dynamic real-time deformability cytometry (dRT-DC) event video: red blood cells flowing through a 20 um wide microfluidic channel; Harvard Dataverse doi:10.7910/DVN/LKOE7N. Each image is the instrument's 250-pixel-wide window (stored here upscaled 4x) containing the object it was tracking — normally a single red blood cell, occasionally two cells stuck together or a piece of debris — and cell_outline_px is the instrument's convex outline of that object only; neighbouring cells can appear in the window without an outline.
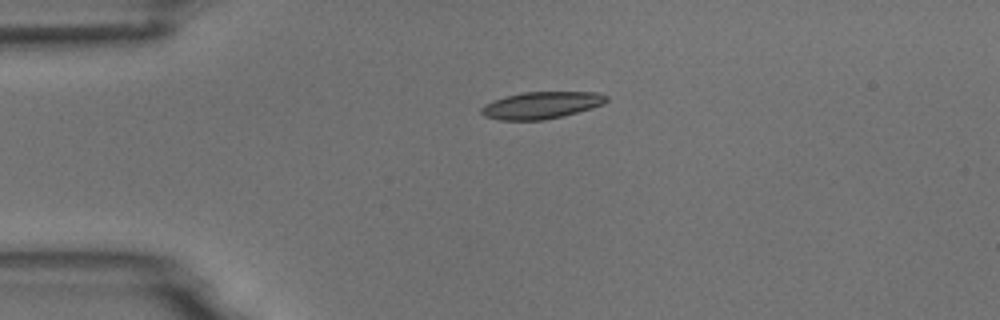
{"species": "common noctule bat (a hibernating species)", "species_latin": "Nyctalus noctula", "temperature_condition": "room temperature", "stored_images_in_passage": 3, "camera_frame_rate_fps": 3000, "um_per_image_px": 0.085, "animal": {"sex": "male", "body_mass_g": 18.8}, "frame": {"image": 1, "passage_image": 1, "time_ms": 0.0, "image_size_px": [1000, 320], "cell_outline_px": [[608, 100], [604, 104], [592, 108], [544, 120], [500, 120], [484, 116], [480, 112], [480, 108], [484, 104], [492, 100], [504, 96], [524, 92], [600, 92], [608, 96]], "centroid_in_image_um": [46.0, 8.93], "position_along_channel_um": 39.0, "area_um2": 19.77}}